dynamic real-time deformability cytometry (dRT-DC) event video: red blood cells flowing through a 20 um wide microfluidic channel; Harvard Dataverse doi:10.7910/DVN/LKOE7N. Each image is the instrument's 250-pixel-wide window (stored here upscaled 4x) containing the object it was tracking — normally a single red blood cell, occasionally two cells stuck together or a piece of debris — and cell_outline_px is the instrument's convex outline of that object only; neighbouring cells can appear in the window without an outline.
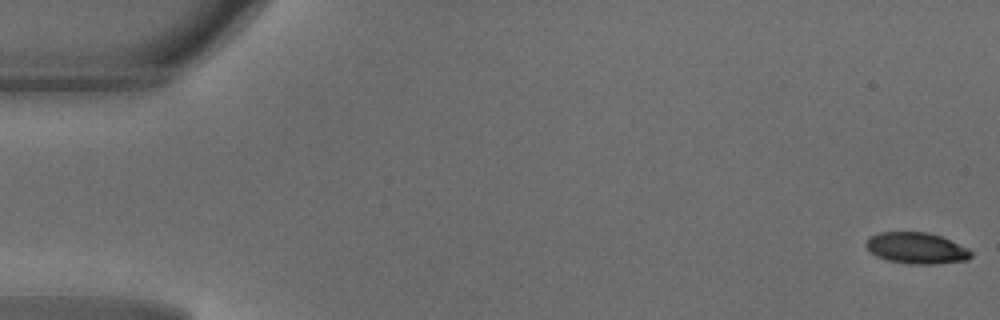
{"species": "common noctule bat (a hibernating species)", "species_latin": "Nyctalus noctula", "temperature_condition": "warm", "stored_images_in_passage": 48, "camera_frame_rate_fps": 3000, "um_per_image_px": 0.085, "animal": {"sex": "male", "body_mass_g": 18.8}, "frame": {"image": 1, "passage_image": 1, "time_ms": 0.0, "image_size_px": [1000, 320], "cell_outline_px": [[972, 256], [968, 260], [936, 264], [908, 264], [888, 260], [876, 256], [864, 244], [868, 236], [880, 232], [928, 232], [940, 236], [968, 248], [972, 252]], "centroid_in_image_um": [77.89, 21.09], "position_along_channel_um": 7.1, "area_um2": 19.19}}
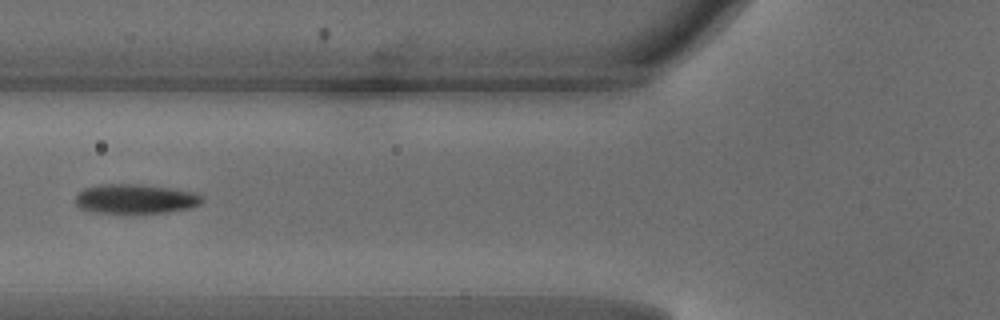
{"frame": {"image": 2, "passage_image": 19, "time_ms": 6.0, "image_size_px": [1000, 320], "cell_outline_px": [[204, 200], [200, 204], [188, 208], [168, 212], [92, 212], [80, 208], [76, 204], [76, 192], [84, 188], [100, 184], [140, 184], [168, 188], [192, 192], [200, 196]], "centroid_in_image_um": [11.45, 16.89], "position_along_channel_um": 114.3, "area_um2": 21.44}}
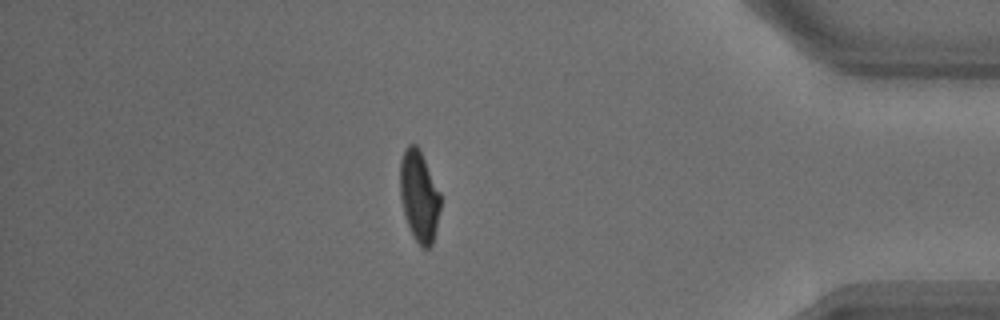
{"frame": {"image": 3, "passage_image": 42, "time_ms": 13.667, "image_size_px": [1000, 320], "cell_outline_px": [[440, 208], [432, 244], [428, 248], [420, 248], [412, 236], [404, 212], [400, 196], [400, 160], [408, 144], [416, 144], [420, 148], [440, 192]], "centroid_in_image_um": [35.62, 16.66], "position_along_channel_um": 399.6, "area_um2": 21.44}, "authors_computed_cell_mechanics": {"area_um2": 21.5305, "velocity_mm_per_s": 4.1854, "shape_relaxation_time_tau1_ms": 2.9249, "shape_relaxation_time_tau2_ms": 1.0248, "deformation_change_tau1": 0.156, "deformation_change_tau2": 0.0579}}